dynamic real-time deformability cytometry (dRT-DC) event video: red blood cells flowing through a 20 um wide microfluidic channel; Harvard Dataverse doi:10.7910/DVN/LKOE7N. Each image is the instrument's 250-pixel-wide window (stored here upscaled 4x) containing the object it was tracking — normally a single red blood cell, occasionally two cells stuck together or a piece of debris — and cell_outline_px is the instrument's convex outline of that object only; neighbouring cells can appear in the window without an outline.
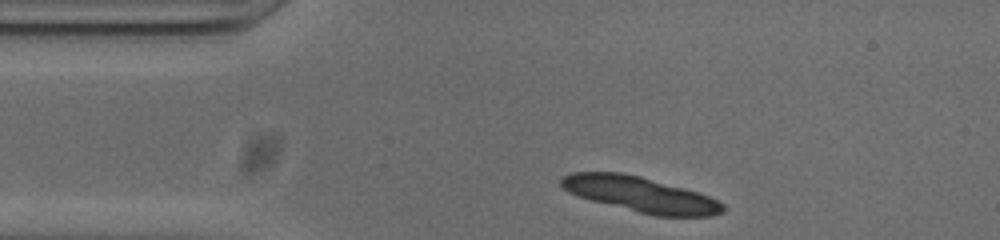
{"species": "common noctule bat (a hibernating species)", "species_latin": "Nyctalus noctula", "temperature_condition": "cold", "stored_images_in_passage": 46, "camera_frame_rate_fps": 3000, "um_per_image_px": 0.085, "animal": {"sex": "male", "body_mass_g": 20.0, "forearm_length_mm": 53.3}, "frame": {"image": 1, "passage_image": 2, "time_ms": 0.333, "image_size_px": [1000, 240], "cell_outline_px": [[724, 212], [712, 216], [656, 216], [592, 200], [568, 192], [560, 184], [560, 180], [564, 176], [572, 172], [620, 172], [640, 176], [696, 192], [708, 196], [724, 204]], "centroid_in_image_um": [54.44, 16.52], "position_along_channel_um": 30.6, "area_um2": 32.6}}
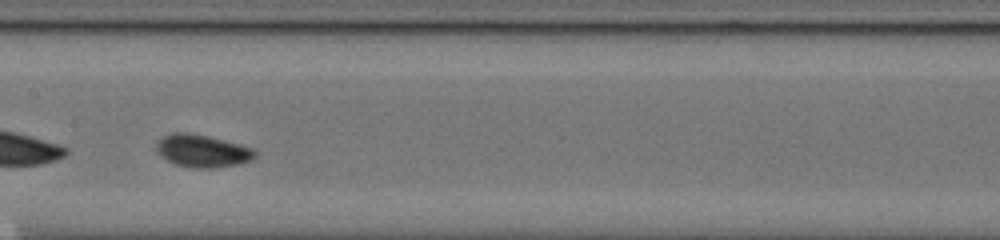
{"frame": {"image": 2, "passage_image": 18, "time_ms": 5.667, "image_size_px": [1000, 240], "cell_outline_px": [[256, 156], [252, 160], [236, 164], [216, 168], [192, 168], [176, 164], [168, 160], [156, 148], [156, 144], [164, 136], [172, 132], [184, 132], [208, 136], [252, 148], [256, 152]], "centroid_in_image_um": [17.22, 12.83], "position_along_channel_um": 190.2, "area_um2": 18.32}}
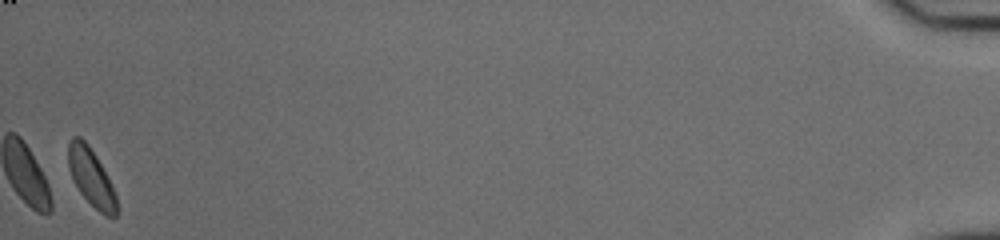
{"frame": {"image": 3, "passage_image": 45, "time_ms": 14.667, "image_size_px": [1000, 240], "cell_outline_px": [[120, 208], [116, 216], [104, 216], [80, 192], [72, 180], [68, 168], [68, 144], [72, 136], [80, 136], [88, 144], [96, 156], [116, 196]], "centroid_in_image_um": [7.73, 15.07], "position_along_channel_um": 427.5, "area_um2": 16.07}, "authors_computed_cell_mechanics": {"area_um2": 17.2533, "velocity_mm_per_s": 3.8106, "shape_relaxation_time_tau1_ms": 1.52, "shape_relaxation_time_tau2_ms": null, "deformation_change_tau1": 0.0525, "deformation_change_tau2": null}}